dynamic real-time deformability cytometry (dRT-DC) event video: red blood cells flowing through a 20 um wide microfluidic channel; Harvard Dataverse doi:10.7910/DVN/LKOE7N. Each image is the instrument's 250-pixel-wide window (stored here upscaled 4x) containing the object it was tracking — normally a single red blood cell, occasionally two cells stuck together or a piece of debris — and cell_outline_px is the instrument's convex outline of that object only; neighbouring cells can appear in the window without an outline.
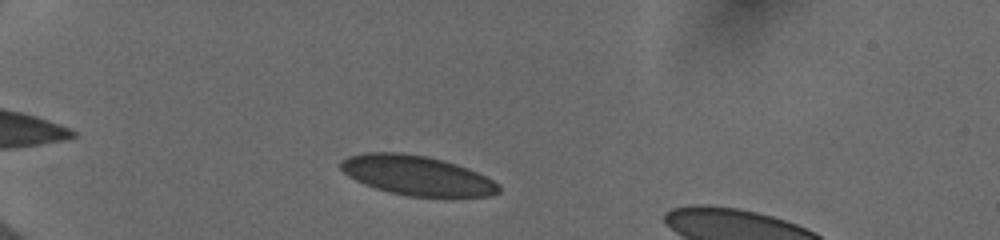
{"species": "human", "species_latin": "Homo sapiens", "temperature_condition": "cold", "stored_images_in_passage": 8, "camera_frame_rate_fps": 3000, "um_per_image_px": 0.085, "donor": {"sex": "female"}, "frame": {"image": 1, "passage_image": 5, "time_ms": 1.333, "image_size_px": [1000, 240], "cell_outline_px": [[500, 192], [488, 196], [408, 196], [388, 192], [364, 184], [348, 176], [340, 168], [340, 160], [348, 156], [364, 152], [400, 152], [428, 156], [444, 160], [468, 168], [500, 184]], "centroid_in_image_um": [35.4, 14.9], "position_along_channel_um": 49.6, "area_um2": 36.47}}